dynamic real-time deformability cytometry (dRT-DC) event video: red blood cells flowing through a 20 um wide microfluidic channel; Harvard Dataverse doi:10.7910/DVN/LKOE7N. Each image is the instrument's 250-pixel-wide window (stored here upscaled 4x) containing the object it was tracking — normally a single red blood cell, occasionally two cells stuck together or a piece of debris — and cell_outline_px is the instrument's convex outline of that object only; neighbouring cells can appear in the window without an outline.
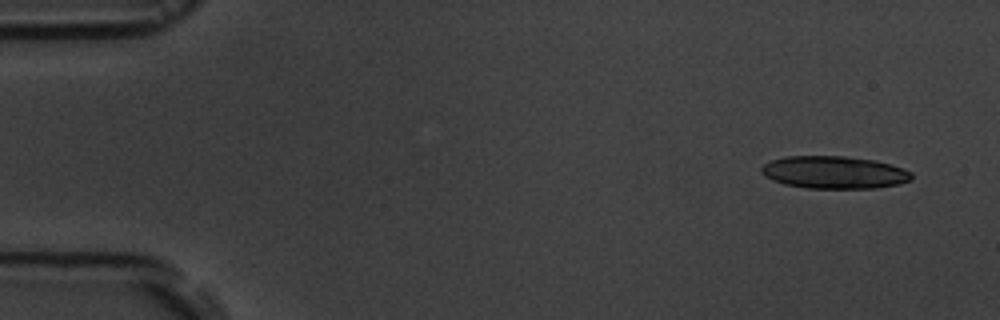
{"species": "common noctule bat (a hibernating species)", "species_latin": "Nyctalus noctula", "temperature_condition": "room temperature", "stored_images_in_passage": 5, "camera_frame_rate_fps": 3000, "um_per_image_px": 0.085, "animal": {"sex": "male", "body_mass_g": 19.5, "forearm_length_mm": 54.6}, "frame": {"image": 1, "passage_image": 1, "time_ms": 0.0, "image_size_px": [1000, 320], "cell_outline_px": [[912, 180], [900, 184], [876, 188], [808, 188], [784, 184], [772, 180], [764, 176], [760, 172], [760, 168], [764, 164], [772, 160], [784, 156], [844, 156], [876, 160], [904, 168], [912, 172]], "centroid_in_image_um": [70.92, 14.65], "position_along_channel_um": 14.1, "area_um2": 28.73}}